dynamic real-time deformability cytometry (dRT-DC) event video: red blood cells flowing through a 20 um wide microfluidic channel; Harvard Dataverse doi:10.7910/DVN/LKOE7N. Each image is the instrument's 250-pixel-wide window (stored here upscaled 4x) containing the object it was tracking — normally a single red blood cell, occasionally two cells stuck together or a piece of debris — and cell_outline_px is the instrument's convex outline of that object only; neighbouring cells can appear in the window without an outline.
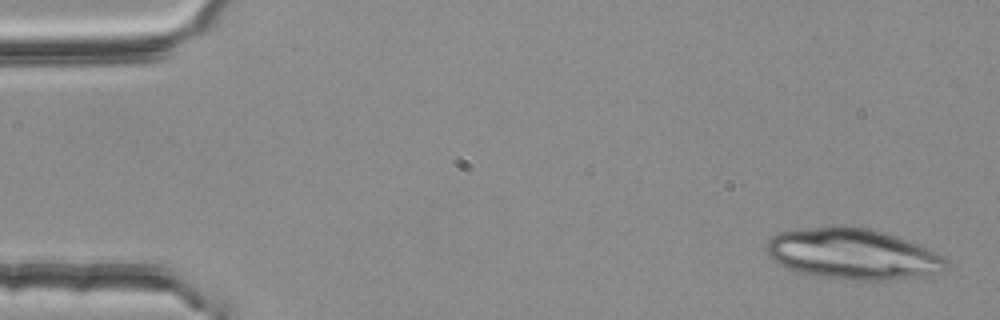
{"species": "common noctule bat (a hibernating species)", "species_latin": "Nyctalus noctula", "temperature_condition": "room temperature", "stored_images_in_passage": 4, "camera_frame_rate_fps": 3000, "um_per_image_px": 0.085, "animal": {"sex": "female", "body_mass_g": 25.1}, "frame": {"image": 1, "passage_image": 1, "time_ms": 0.0, "image_size_px": [1000, 320], "cell_outline_px": [[948, 268], [940, 272], [924, 276], [896, 280], [856, 280], [824, 276], [800, 272], [788, 268], [780, 264], [768, 256], [768, 240], [772, 236], [780, 232], [836, 224], [840, 224], [868, 228], [888, 232], [908, 240], [944, 256], [948, 260]], "centroid_in_image_um": [72.55, 21.57], "position_along_channel_um": 12.4, "area_um2": 53.41}}